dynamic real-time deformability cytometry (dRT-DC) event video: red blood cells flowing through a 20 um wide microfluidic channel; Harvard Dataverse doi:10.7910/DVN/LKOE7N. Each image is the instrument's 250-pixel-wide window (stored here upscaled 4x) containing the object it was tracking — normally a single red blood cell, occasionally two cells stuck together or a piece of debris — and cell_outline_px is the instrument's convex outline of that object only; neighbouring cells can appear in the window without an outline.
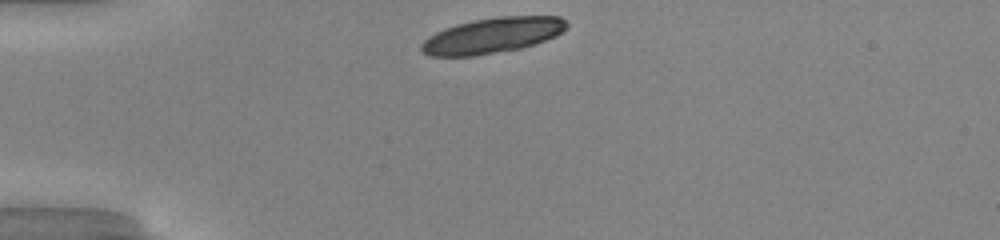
{"species": "common noctule bat (a hibernating species)", "species_latin": "Nyctalus noctula", "temperature_condition": "warm", "stored_images_in_passage": 30, "camera_frame_rate_fps": 3000, "um_per_image_px": 0.085, "animal": {"sex": "male", "body_mass_g": 20.0, "forearm_length_mm": 53.3}, "frame": {"image": 1, "passage_image": 1, "time_ms": 0.0, "image_size_px": [1000, 240], "cell_outline_px": [[568, 24], [556, 36], [520, 48], [472, 56], [428, 56], [420, 52], [420, 44], [428, 36], [444, 28], [456, 24], [472, 20], [496, 16], [560, 16]], "centroid_in_image_um": [41.78, 3.01], "position_along_channel_um": 43.2, "area_um2": 30.0}}